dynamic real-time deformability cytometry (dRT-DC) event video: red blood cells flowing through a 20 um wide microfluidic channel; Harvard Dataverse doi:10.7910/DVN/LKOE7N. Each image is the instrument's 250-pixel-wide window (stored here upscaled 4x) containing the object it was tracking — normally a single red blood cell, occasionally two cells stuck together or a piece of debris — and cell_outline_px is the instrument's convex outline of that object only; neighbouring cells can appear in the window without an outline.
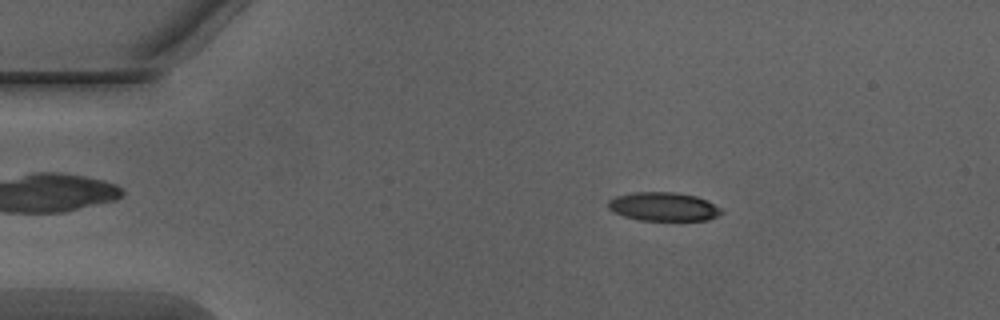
{"species": "Egyptian fruit bat (a non-hibernating species)", "species_latin": "Rousettus aegyptiacus", "temperature_condition": "warm", "stored_images_in_passage": 50, "camera_frame_rate_fps": 3000, "um_per_image_px": 0.085, "animal": {"sex": "male"}, "frame": {"image": 1, "passage_image": 8, "time_ms": 2.333, "image_size_px": [1000, 320], "cell_outline_px": [[724, 212], [708, 220], [640, 220], [624, 216], [608, 208], [608, 200], [616, 196], [632, 192], [676, 192], [696, 196], [708, 200], [720, 208]], "centroid_in_image_um": [56.41, 17.55], "position_along_channel_um": 28.6, "area_um2": 18.9}}
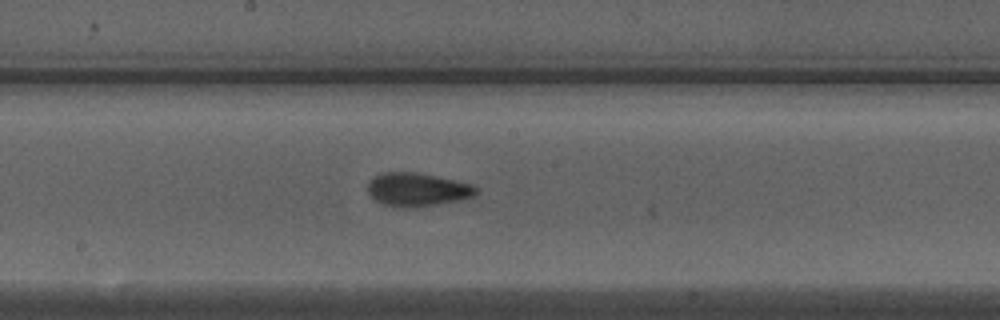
{"frame": {"image": 2, "passage_image": 26, "time_ms": 8.333, "image_size_px": [1000, 320], "cell_outline_px": [[480, 188], [472, 196], [460, 200], [416, 208], [400, 208], [384, 204], [376, 200], [368, 192], [368, 180], [384, 172], [412, 172], [456, 180], [472, 184]], "centroid_in_image_um": [35.48, 16.12], "position_along_channel_um": 212.7, "area_um2": 21.1}}
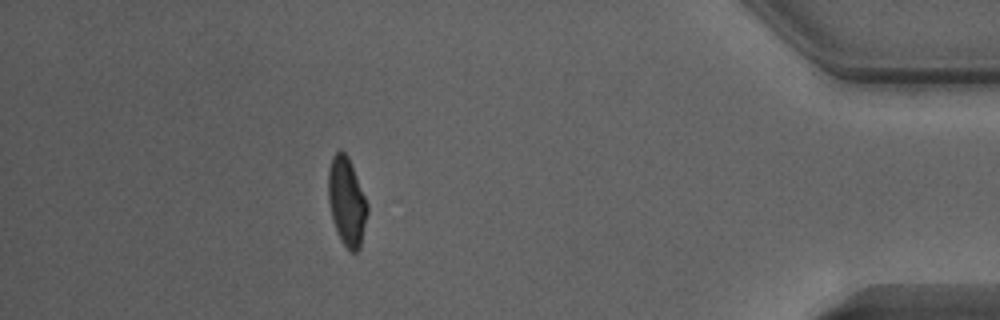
{"frame": {"image": 3, "passage_image": 44, "time_ms": 14.333, "image_size_px": [1000, 320], "cell_outline_px": [[368, 212], [360, 248], [356, 252], [352, 252], [340, 240], [336, 232], [332, 220], [328, 200], [328, 168], [332, 156], [340, 148], [348, 156], [368, 204]], "centroid_in_image_um": [29.46, 17.13], "position_along_channel_um": 405.7, "area_um2": 20.29}, "authors_computed_cell_mechanics": {"area_um2": 20.3456, "velocity_mm_per_s": 4.0693, "shape_relaxation_time_tau1_ms": 4.932, "shape_relaxation_time_tau2_ms": 1.4122, "deformation_change_tau1": 0.1788, "deformation_change_tau2": 0.0827}}